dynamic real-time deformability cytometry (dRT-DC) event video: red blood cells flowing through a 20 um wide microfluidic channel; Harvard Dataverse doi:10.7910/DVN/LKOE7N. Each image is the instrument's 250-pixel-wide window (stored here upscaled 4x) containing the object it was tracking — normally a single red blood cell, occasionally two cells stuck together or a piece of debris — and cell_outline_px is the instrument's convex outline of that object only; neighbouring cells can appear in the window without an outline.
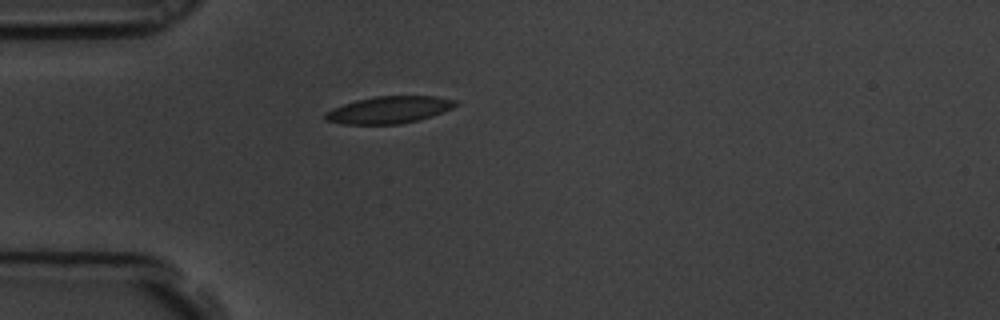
{"species": "common noctule bat (a hibernating species)", "species_latin": "Nyctalus noctula", "temperature_condition": "room temperature", "stored_images_in_passage": 1, "camera_frame_rate_fps": 3000, "um_per_image_px": 0.085, "animal": {"sex": "male", "body_mass_g": 19.5, "forearm_length_mm": 54.6}, "frame": {"image": 1, "passage_image": 1, "time_ms": 0.0, "image_size_px": [1000, 320], "cell_outline_px": [[460, 104], [444, 112], [432, 116], [400, 124], [344, 124], [324, 120], [324, 112], [332, 108], [356, 100], [376, 96], [436, 96], [456, 100]], "centroid_in_image_um": [33.07, 9.33], "position_along_channel_um": 51.9, "area_um2": 20.63}}